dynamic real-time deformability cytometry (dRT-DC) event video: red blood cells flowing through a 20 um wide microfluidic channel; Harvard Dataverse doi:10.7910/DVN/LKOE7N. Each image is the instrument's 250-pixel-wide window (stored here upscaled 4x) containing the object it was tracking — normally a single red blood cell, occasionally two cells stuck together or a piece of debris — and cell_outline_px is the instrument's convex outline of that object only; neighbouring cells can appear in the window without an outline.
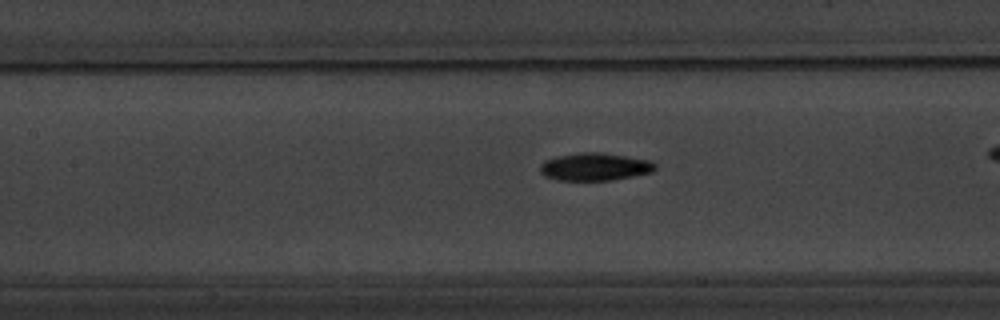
{"species": "common noctule bat (a hibernating species)", "species_latin": "Nyctalus noctula", "temperature_condition": "warm", "stored_images_in_passage": 42, "camera_frame_rate_fps": 3000, "um_per_image_px": 0.085, "animal": {"sex": "male", "body_mass_g": 20.1, "forearm_length_mm": 53.5}, "frame": {"image": 1, "passage_image": 23, "time_ms": 7.333, "image_size_px": [1000, 320], "cell_outline_px": [[656, 168], [652, 172], [632, 176], [608, 180], [556, 180], [544, 176], [540, 172], [540, 164], [544, 160], [556, 156], [580, 152], [600, 152], [652, 160], [656, 164]], "centroid_in_image_um": [50.54, 14.16], "position_along_channel_um": 156.9, "area_um2": 18.67}}
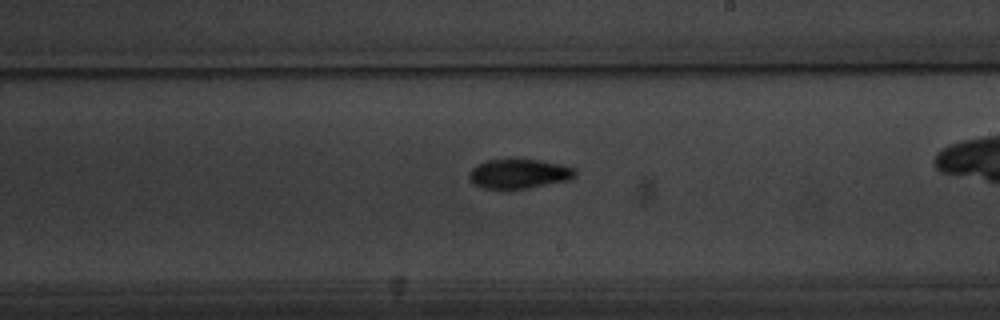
{"frame": {"image": 2, "passage_image": 30, "time_ms": 9.667, "image_size_px": [1000, 320], "cell_outline_px": [[576, 176], [572, 180], [528, 188], [484, 188], [468, 180], [468, 172], [476, 164], [488, 160], [512, 156], [540, 160], [560, 164], [576, 168]], "centroid_in_image_um": [44.12, 14.72], "position_along_channel_um": 244.9, "area_um2": 18.96}}
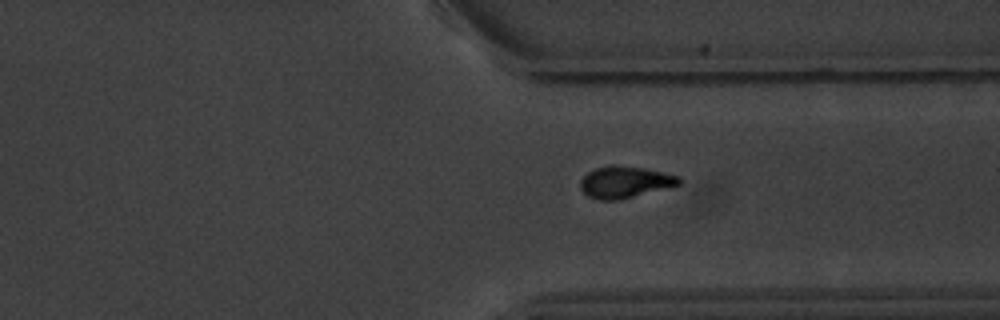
{"frame": {"image": 3, "passage_image": 39, "time_ms": 12.667, "image_size_px": [1000, 320], "cell_outline_px": [[684, 180], [680, 184], [620, 200], [600, 200], [588, 196], [580, 188], [580, 180], [588, 172], [596, 168], [612, 164], [640, 168], [664, 172], [680, 176]], "centroid_in_image_um": [53.12, 15.47], "position_along_channel_um": 358.3, "area_um2": 18.15}}